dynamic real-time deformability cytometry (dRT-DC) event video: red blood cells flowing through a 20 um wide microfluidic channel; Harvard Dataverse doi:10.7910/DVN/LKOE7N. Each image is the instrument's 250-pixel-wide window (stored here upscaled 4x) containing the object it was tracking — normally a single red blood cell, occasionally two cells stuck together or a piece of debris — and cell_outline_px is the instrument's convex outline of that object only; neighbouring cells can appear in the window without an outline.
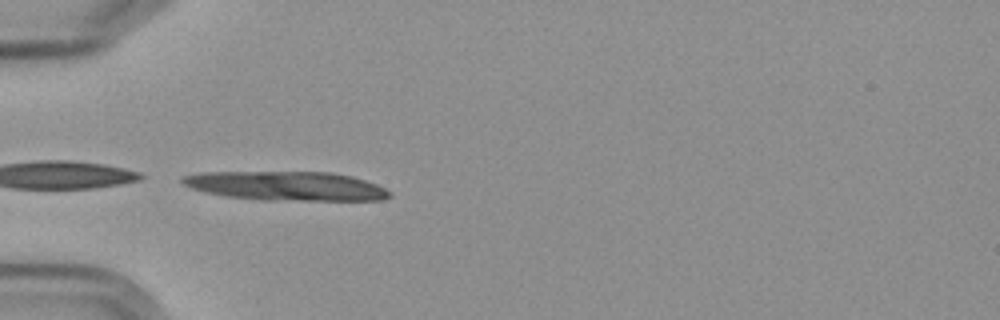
{"species": "Egyptian fruit bat (a non-hibernating species)", "species_latin": "Rousettus aegyptiacus", "temperature_condition": "cold", "stored_images_in_passage": 6, "camera_frame_rate_fps": 3000, "um_per_image_px": 0.085, "frame": {"image": 1, "passage_image": 5, "time_ms": 5.667, "image_size_px": [1000, 320], "cell_outline_px": [[392, 196], [384, 200], [260, 200], [224, 196], [204, 192], [180, 184], [180, 176], [196, 172], [332, 172], [352, 176], [376, 184], [392, 192]], "centroid_in_image_um": [24.28, 15.8], "position_along_channel_um": 60.7, "area_um2": 35.55}}